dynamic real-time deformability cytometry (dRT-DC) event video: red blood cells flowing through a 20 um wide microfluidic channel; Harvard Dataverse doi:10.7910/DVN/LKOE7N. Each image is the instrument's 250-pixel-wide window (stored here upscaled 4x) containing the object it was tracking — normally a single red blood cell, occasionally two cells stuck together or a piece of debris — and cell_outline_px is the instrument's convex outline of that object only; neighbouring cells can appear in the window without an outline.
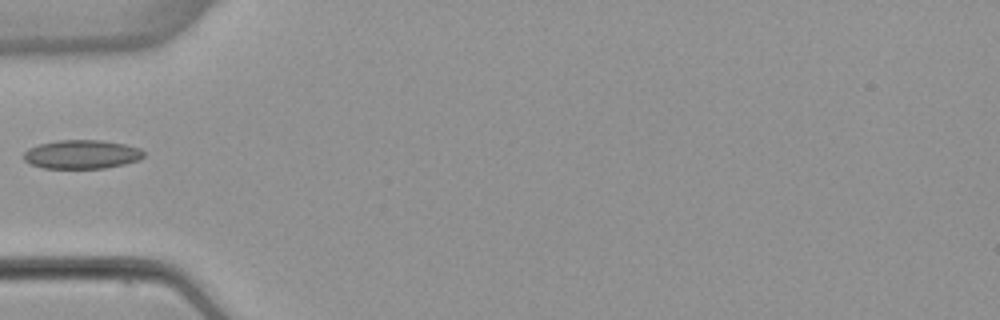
{"species": "common noctule bat (a hibernating species)", "species_latin": "Nyctalus noctula", "temperature_condition": "warm", "stored_images_in_passage": 5, "camera_frame_rate_fps": 3000, "um_per_image_px": 0.085, "animal": {"sex": "female", "body_mass_g": 22.7, "forearm_length_mm": 54.2}, "frame": {"image": 1, "passage_image": 1, "time_ms": 0.0, "image_size_px": [1000, 320], "cell_outline_px": [[144, 156], [140, 160], [124, 164], [104, 168], [44, 168], [28, 164], [24, 160], [24, 152], [28, 148], [40, 144], [56, 140], [100, 140], [124, 144], [140, 148], [144, 152]], "centroid_in_image_um": [6.94, 13.12], "position_along_channel_um": 78.1, "area_um2": 20.23}}